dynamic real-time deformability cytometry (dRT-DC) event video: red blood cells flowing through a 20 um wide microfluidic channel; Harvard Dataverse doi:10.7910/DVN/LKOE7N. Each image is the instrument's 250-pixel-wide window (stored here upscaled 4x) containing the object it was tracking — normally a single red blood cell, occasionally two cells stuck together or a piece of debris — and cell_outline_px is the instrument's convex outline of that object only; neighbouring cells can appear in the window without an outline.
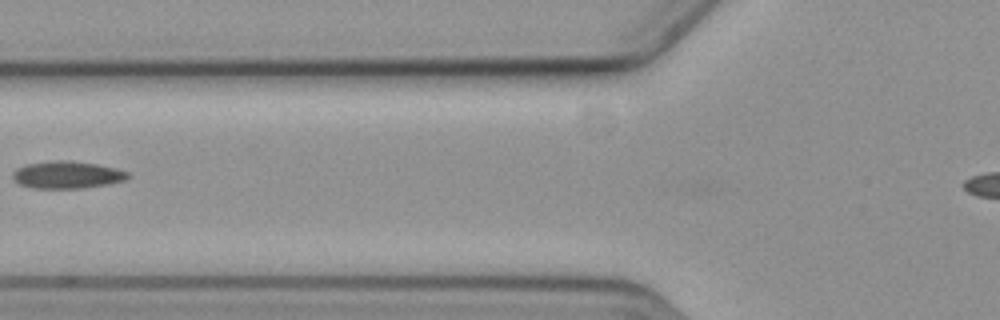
{"species": "common noctule bat (a hibernating species)", "species_latin": "Nyctalus noctula", "temperature_condition": "cold", "stored_images_in_passage": 7, "camera_frame_rate_fps": 3000, "um_per_image_px": 0.085, "animal": {"sex": "female", "body_mass_g": 19.3, "forearm_length_mm": 54.1}, "frame": {"image": 1, "passage_image": 7, "time_ms": 7.667, "image_size_px": [1000, 320], "cell_outline_px": [[132, 176], [128, 180], [108, 184], [84, 188], [32, 188], [20, 184], [12, 176], [12, 172], [16, 168], [28, 164], [60, 160], [72, 160], [96, 164], [116, 168], [128, 172]], "centroid_in_image_um": [5.76, 14.86], "position_along_channel_um": 120.0, "area_um2": 18.38}}